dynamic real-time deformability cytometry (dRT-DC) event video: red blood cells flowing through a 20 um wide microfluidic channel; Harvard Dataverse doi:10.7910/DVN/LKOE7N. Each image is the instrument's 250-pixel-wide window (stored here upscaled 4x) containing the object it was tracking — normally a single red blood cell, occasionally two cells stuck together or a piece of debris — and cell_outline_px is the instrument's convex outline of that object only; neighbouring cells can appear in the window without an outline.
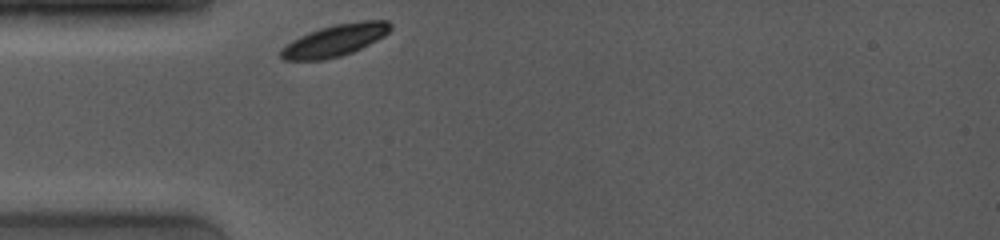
{"species": "common noctule bat (a hibernating species)", "species_latin": "Nyctalus noctula", "temperature_condition": "room temperature", "stored_images_in_passage": 3, "camera_frame_rate_fps": 4000, "um_per_image_px": 0.085, "animal": {"sex": "female", "body_mass_g": 19.0, "forearm_length_mm": 53.3}, "frame": {"image": 1, "passage_image": 1, "time_ms": 0.0, "image_size_px": [1000, 240], "cell_outline_px": [[392, 28], [384, 36], [352, 52], [340, 56], [324, 60], [284, 60], [280, 56], [280, 48], [292, 40], [300, 36], [320, 28], [336, 24], [364, 20], [388, 20], [392, 24]], "centroid_in_image_um": [28.47, 3.43], "position_along_channel_um": 56.5, "area_um2": 20.23}}